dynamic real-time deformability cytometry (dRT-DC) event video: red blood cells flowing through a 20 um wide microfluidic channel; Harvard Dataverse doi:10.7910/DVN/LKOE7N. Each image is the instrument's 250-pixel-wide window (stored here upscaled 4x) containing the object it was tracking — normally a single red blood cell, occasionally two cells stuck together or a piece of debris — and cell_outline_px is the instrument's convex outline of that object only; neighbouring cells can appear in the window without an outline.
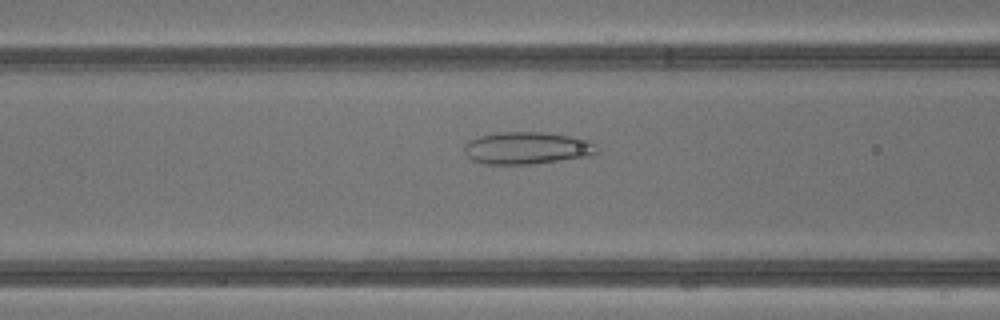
{"species": "common noctule bat (a hibernating species)", "species_latin": "Nyctalus noctula", "temperature_condition": "warm", "stored_images_in_passage": 38, "camera_frame_rate_fps": 3000, "um_per_image_px": 0.085, "animal": {"sex": "male", "body_mass_g": 13.3}, "frame": {"image": 1, "passage_image": 13, "time_ms": 4.0, "image_size_px": [1000, 320], "cell_outline_px": [[600, 152], [592, 156], [532, 164], [484, 164], [472, 160], [464, 152], [464, 144], [480, 136], [496, 132], [548, 132], [588, 140], [596, 144], [600, 148]], "centroid_in_image_um": [44.85, 12.59], "position_along_channel_um": 121.8, "area_um2": 25.2}}
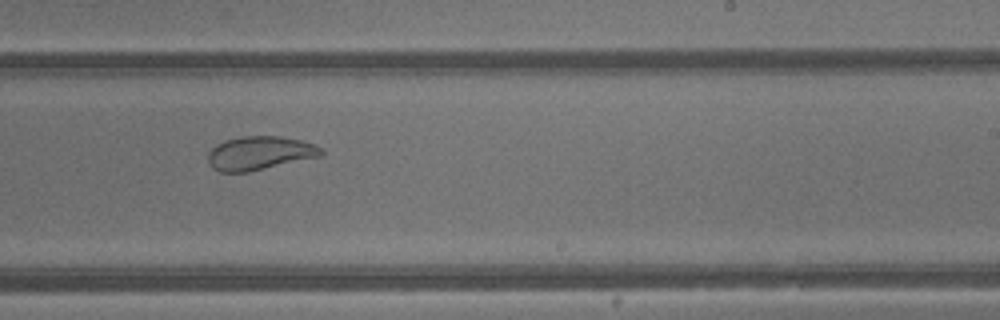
{"frame": {"image": 2, "passage_image": 22, "time_ms": 7.0, "image_size_px": [1000, 320], "cell_outline_px": [[324, 152], [320, 156], [248, 172], [220, 172], [212, 168], [208, 160], [208, 152], [216, 144], [224, 140], [240, 136], [280, 136], [300, 140], [316, 144], [324, 148]], "centroid_in_image_um": [22.07, 13.0], "position_along_channel_um": 266.9, "area_um2": 22.31}}
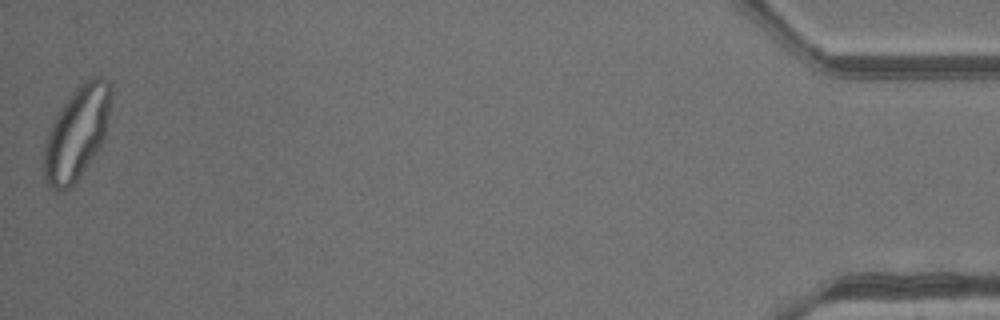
{"frame": {"image": 3, "passage_image": 38, "time_ms": 12.333, "image_size_px": [1000, 320], "cell_outline_px": [[112, 92], [104, 136], [100, 148], [76, 180], [64, 192], [56, 192], [48, 188], [44, 180], [44, 140], [60, 108], [68, 96], [88, 76], [104, 76], [112, 84]], "centroid_in_image_um": [6.52, 11.29], "position_along_channel_um": 428.7, "area_um2": 36.59}}